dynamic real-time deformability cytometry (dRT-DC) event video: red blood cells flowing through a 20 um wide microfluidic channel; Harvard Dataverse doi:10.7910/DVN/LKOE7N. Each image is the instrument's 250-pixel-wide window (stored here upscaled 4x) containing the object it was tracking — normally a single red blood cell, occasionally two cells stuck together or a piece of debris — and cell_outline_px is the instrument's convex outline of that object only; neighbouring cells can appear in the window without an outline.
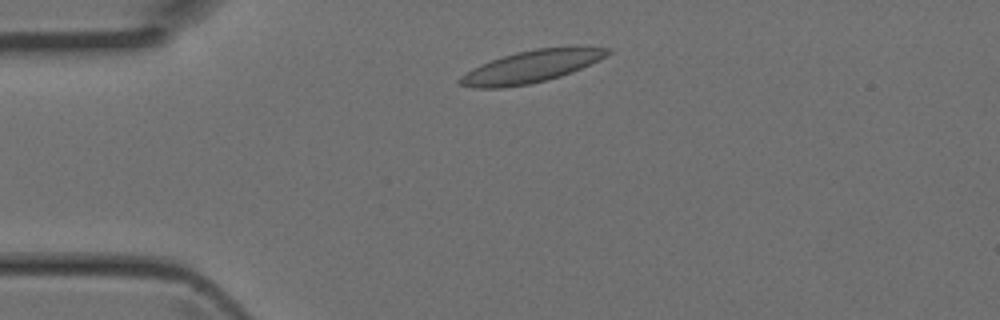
{"species": "Egyptian fruit bat (a non-hibernating species)", "species_latin": "Rousettus aegyptiacus", "temperature_condition": "room temperature", "stored_images_in_passage": 2, "camera_frame_rate_fps": 3000, "um_per_image_px": 0.085, "animal": {"sex": "female"}, "frame": {"image": 1, "passage_image": 2, "time_ms": 0.333, "image_size_px": [1000, 320], "cell_outline_px": [[612, 52], [572, 72], [548, 80], [528, 84], [504, 88], [472, 88], [460, 84], [456, 80], [460, 76], [472, 68], [480, 64], [516, 52], [536, 48], [576, 44], [612, 48]], "centroid_in_image_um": [45.19, 5.62], "position_along_channel_um": 39.8, "area_um2": 28.15}}